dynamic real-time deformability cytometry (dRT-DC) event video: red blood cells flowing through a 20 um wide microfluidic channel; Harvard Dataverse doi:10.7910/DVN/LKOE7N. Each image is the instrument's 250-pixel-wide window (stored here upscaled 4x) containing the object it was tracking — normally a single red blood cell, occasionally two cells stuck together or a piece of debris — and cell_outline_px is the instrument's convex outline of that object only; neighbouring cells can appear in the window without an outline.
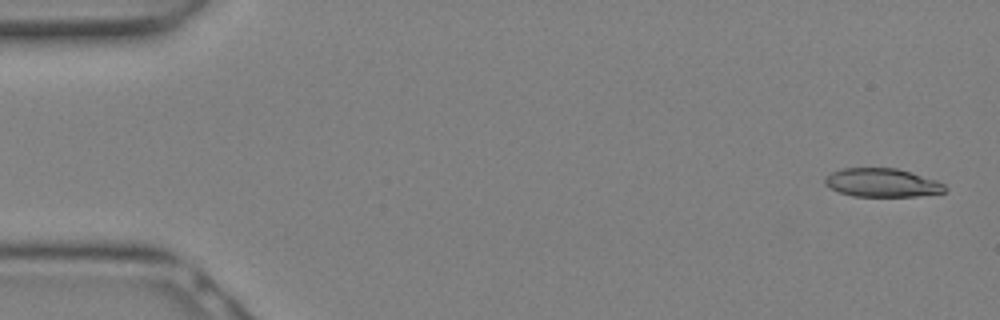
{"species": "Egyptian fruit bat (a non-hibernating species)", "species_latin": "Rousettus aegyptiacus", "temperature_condition": "warm", "stored_images_in_passage": 8, "camera_frame_rate_fps": 3000, "um_per_image_px": 0.085, "animal": {"sex": "female"}, "frame": {"image": 1, "passage_image": 1, "time_ms": 0.0, "image_size_px": [1000, 320], "cell_outline_px": [[948, 188], [944, 192], [916, 196], [852, 196], [840, 192], [824, 184], [824, 180], [832, 172], [840, 168], [896, 168], [936, 180], [944, 184]], "centroid_in_image_um": [74.98, 15.53], "position_along_channel_um": 10.0, "area_um2": 19.77}}
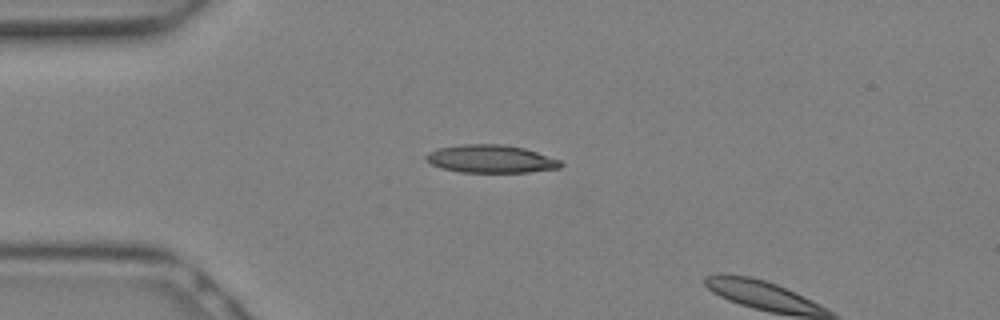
{"frame": {"image": 2, "passage_image": 7, "time_ms": 2.0, "image_size_px": [1000, 320], "cell_outline_px": [[564, 164], [560, 168], [528, 172], [460, 172], [440, 168], [424, 160], [424, 156], [428, 152], [440, 148], [460, 144], [500, 144], [524, 148], [560, 160]], "centroid_in_image_um": [41.69, 13.51], "position_along_channel_um": 43.3, "area_um2": 21.91}}